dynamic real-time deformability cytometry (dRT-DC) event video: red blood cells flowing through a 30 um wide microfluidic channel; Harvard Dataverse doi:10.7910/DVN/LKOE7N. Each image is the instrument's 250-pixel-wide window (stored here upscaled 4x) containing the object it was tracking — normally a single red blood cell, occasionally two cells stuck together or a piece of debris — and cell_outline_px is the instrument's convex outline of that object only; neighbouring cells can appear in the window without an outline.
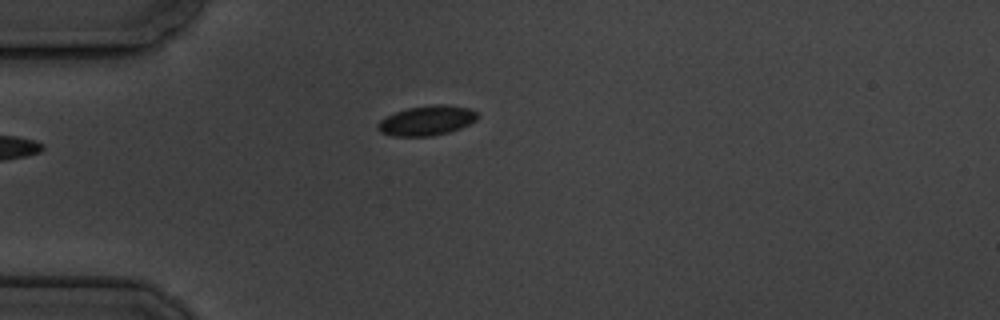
{"species": "common noctule bat (a hibernating species)", "species_latin": "Nyctalus noctula", "temperature_condition": "cold", "stored_images_in_passage": 3, "camera_frame_rate_fps": 3000, "um_per_image_px": 0.085, "animal": {"sex": "male", "body_mass_g": 19.5, "forearm_length_mm": 54.6}, "frame": {"image": 1, "passage_image": 1, "time_ms": 0.0, "image_size_px": [1000, 320], "cell_outline_px": [[480, 116], [476, 120], [460, 128], [448, 132], [428, 136], [392, 136], [380, 132], [376, 128], [376, 124], [380, 120], [396, 112], [408, 108], [432, 104], [444, 104], [472, 108]], "centroid_in_image_um": [36.28, 10.24], "position_along_channel_um": 48.7, "area_um2": 17.34}}